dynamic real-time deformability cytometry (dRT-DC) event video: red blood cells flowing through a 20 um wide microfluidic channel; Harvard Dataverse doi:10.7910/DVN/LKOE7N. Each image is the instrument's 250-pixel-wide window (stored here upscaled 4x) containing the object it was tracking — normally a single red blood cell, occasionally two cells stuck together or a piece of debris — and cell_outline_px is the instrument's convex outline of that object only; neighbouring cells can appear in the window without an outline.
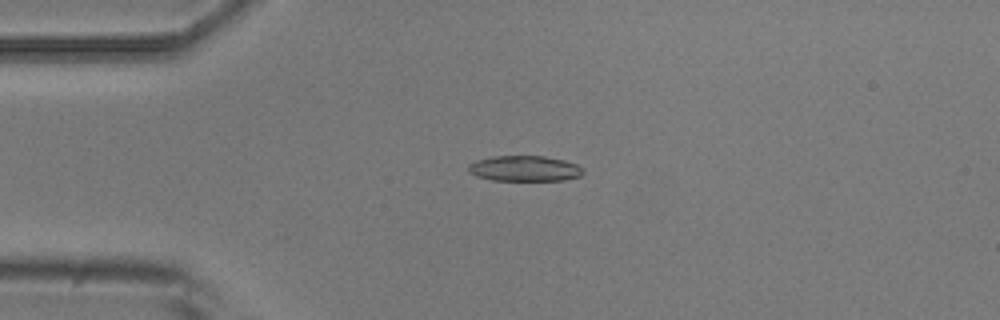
{"species": "common noctule bat (a hibernating species)", "species_latin": "Nyctalus noctula", "temperature_condition": "room temperature", "stored_images_in_passage": 4, "camera_frame_rate_fps": 3000, "um_per_image_px": 0.085, "animal": {"sex": "male", "body_mass_g": 20.5, "forearm_length_mm": 52.5}, "frame": {"image": 1, "passage_image": 4, "time_ms": 3.667, "image_size_px": [1000, 320], "cell_outline_px": [[584, 172], [580, 176], [564, 180], [492, 180], [476, 176], [468, 172], [468, 164], [476, 160], [492, 156], [544, 156], [564, 160], [576, 164], [584, 168]], "centroid_in_image_um": [44.58, 14.32], "position_along_channel_um": 40.4, "area_um2": 17.17}}